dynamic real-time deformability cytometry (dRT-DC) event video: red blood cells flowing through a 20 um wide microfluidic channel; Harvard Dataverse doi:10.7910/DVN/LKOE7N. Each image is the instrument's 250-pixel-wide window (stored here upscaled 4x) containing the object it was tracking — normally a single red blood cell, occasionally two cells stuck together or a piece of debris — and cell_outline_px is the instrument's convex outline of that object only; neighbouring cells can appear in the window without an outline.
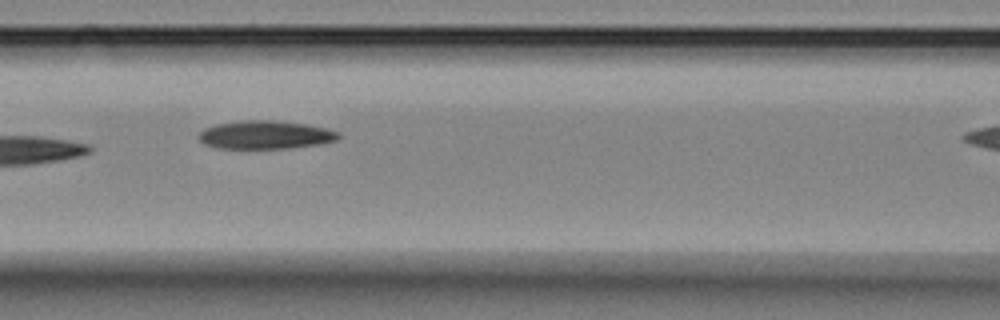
{"species": "Egyptian fruit bat (a non-hibernating species)", "species_latin": "Rousettus aegyptiacus", "temperature_condition": "room temperature", "stored_images_in_passage": 8, "camera_frame_rate_fps": 3000, "um_per_image_px": 0.085, "animal": {"sex": "female"}, "frame": {"image": 1, "passage_image": 4, "time_ms": 4.0, "image_size_px": [1000, 320], "cell_outline_px": [[340, 136], [336, 140], [316, 144], [288, 148], [220, 148], [204, 144], [200, 140], [200, 132], [204, 128], [216, 124], [240, 120], [272, 120], [304, 124], [328, 128], [340, 132]], "centroid_in_image_um": [22.55, 11.45], "position_along_channel_um": 144.0, "area_um2": 22.83}}
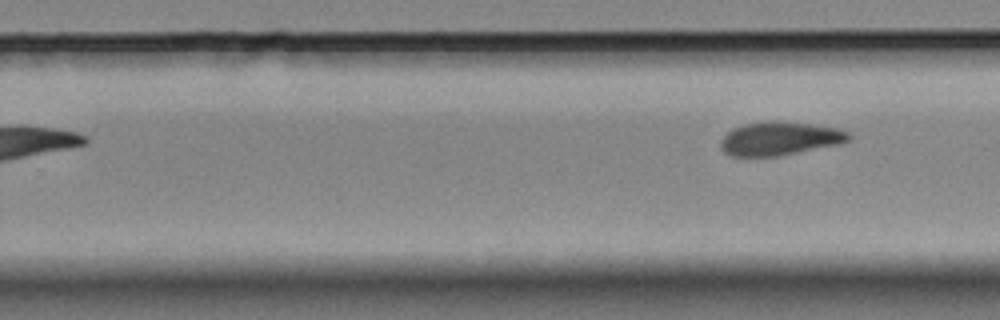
{"frame": {"image": 2, "passage_image": 8, "time_ms": 9.333, "image_size_px": [1000, 320], "cell_outline_px": [[852, 136], [848, 140], [840, 144], [776, 156], [728, 156], [720, 148], [720, 140], [732, 128], [744, 124], [768, 120], [808, 124], [836, 128], [848, 132]], "centroid_in_image_um": [66.23, 11.78], "position_along_channel_um": 263.6, "area_um2": 24.85}}